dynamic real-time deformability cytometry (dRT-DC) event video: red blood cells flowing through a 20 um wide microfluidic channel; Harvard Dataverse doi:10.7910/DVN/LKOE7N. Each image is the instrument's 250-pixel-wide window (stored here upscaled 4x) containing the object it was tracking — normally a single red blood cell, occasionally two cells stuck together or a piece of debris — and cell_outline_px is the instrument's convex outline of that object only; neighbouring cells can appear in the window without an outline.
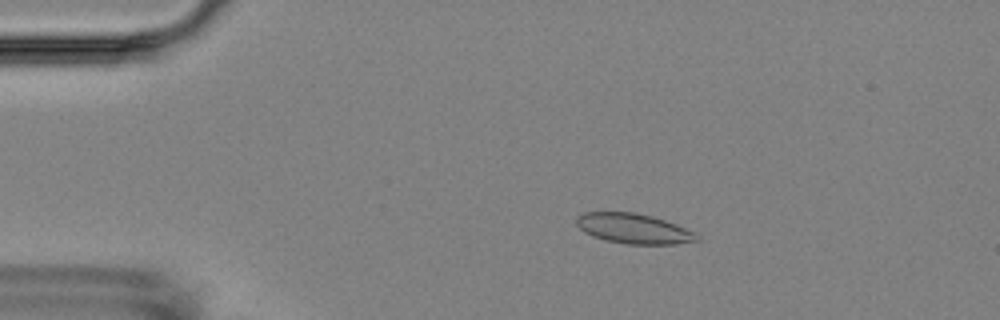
{"species": "Egyptian fruit bat (a non-hibernating species)", "species_latin": "Rousettus aegyptiacus", "temperature_condition": "room temperature", "stored_images_in_passage": 5, "camera_frame_rate_fps": 3000, "um_per_image_px": 0.085, "animal": {"sex": "female"}, "frame": {"image": 1, "passage_image": 3, "time_ms": 3.333, "image_size_px": [1000, 320], "cell_outline_px": [[700, 240], [676, 244], [628, 244], [604, 240], [592, 236], [584, 232], [576, 224], [576, 216], [584, 212], [636, 212], [652, 216], [676, 224], [696, 232], [700, 236]], "centroid_in_image_um": [53.87, 19.43], "position_along_channel_um": 31.1, "area_um2": 21.27}}